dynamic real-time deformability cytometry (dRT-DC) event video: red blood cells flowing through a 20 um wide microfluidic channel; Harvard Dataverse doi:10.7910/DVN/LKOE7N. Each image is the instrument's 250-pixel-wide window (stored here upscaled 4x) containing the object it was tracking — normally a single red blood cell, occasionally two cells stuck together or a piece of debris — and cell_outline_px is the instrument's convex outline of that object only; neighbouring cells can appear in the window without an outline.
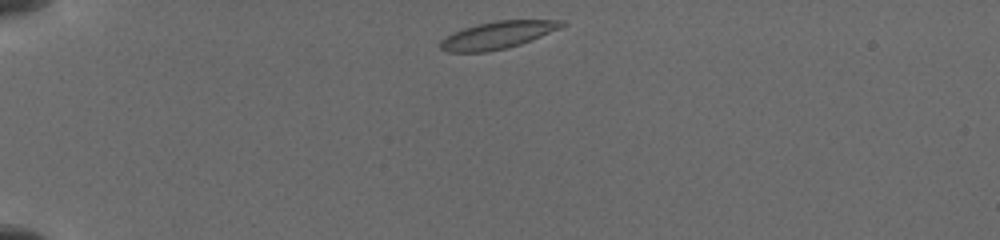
{"species": "common noctule bat (a hibernating species)", "species_latin": "Nyctalus noctula", "temperature_condition": "cold", "stored_images_in_passage": 36, "camera_frame_rate_fps": 3000, "um_per_image_px": 0.085, "animal": {"sex": "female", "body_mass_g": 19.5, "forearm_length_mm": 54.1}, "frame": {"image": 1, "passage_image": 1, "time_ms": 0.0, "image_size_px": [1000, 240], "cell_outline_px": [[568, 24], [560, 28], [520, 44], [508, 48], [488, 52], [448, 52], [440, 48], [440, 40], [452, 32], [476, 24], [496, 20], [564, 20]], "centroid_in_image_um": [42.28, 2.98], "position_along_channel_um": 42.7, "area_um2": 19.42}}
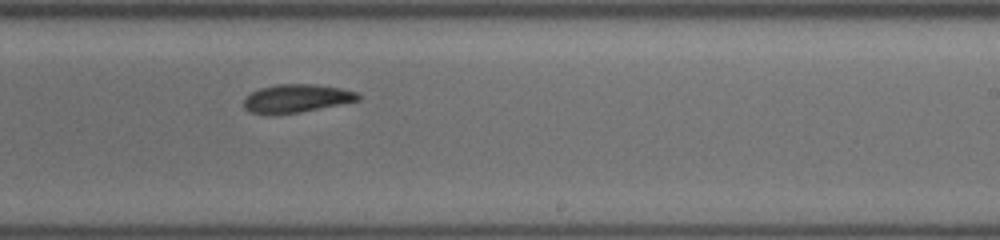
{"frame": {"image": 2, "passage_image": 20, "time_ms": 7.0, "image_size_px": [1000, 240], "cell_outline_px": [[360, 100], [300, 112], [272, 116], [252, 112], [244, 108], [244, 100], [252, 92], [260, 88], [276, 84], [312, 84], [340, 88], [356, 92], [360, 96]], "centroid_in_image_um": [25.17, 8.38], "position_along_channel_um": 263.8, "area_um2": 18.79}}
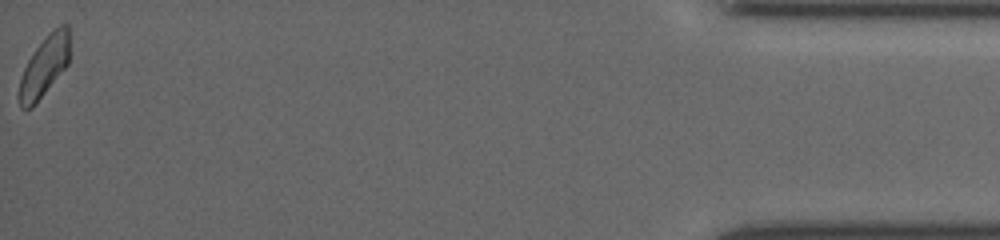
{"frame": {"image": 3, "passage_image": 36, "time_ms": 13.333, "image_size_px": [1000, 240], "cell_outline_px": [[68, 64], [32, 108], [20, 108], [16, 96], [20, 80], [24, 68], [32, 52], [48, 32], [60, 24], [68, 24]], "centroid_in_image_um": [3.72, 5.65], "position_along_channel_um": 431.5, "area_um2": 17.86}}